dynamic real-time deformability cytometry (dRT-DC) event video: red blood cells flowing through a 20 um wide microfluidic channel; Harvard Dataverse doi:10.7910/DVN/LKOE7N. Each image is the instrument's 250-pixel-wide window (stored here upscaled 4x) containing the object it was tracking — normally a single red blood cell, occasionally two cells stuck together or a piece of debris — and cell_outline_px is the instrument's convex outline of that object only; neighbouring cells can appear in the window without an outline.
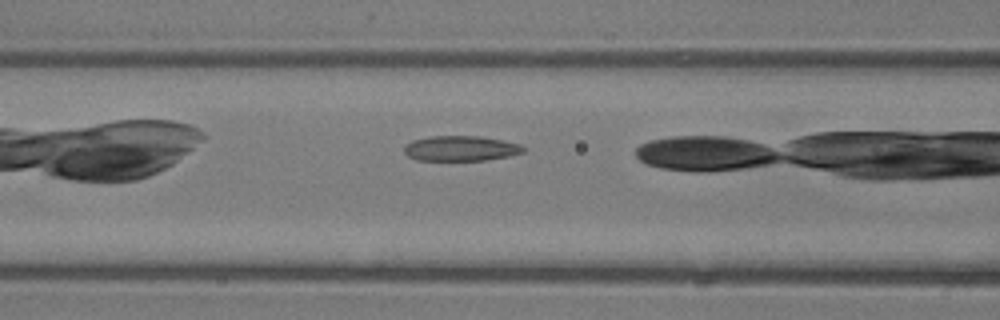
{"species": "common noctule bat (a hibernating species)", "species_latin": "Nyctalus noctula", "temperature_condition": "room temperature", "stored_images_in_passage": 17, "camera_frame_rate_fps": 3000, "um_per_image_px": 0.085, "animal": {"sex": "male", "body_mass_g": 13.3}, "frame": {"image": 1, "passage_image": 3, "time_ms": 0.667, "image_size_px": [1000, 320], "cell_outline_px": [[524, 152], [508, 156], [484, 160], [420, 160], [408, 156], [404, 152], [404, 148], [408, 144], [416, 140], [432, 136], [480, 136], [500, 140], [516, 144], [524, 148]], "centroid_in_image_um": [39.15, 12.62], "position_along_channel_um": 127.4, "area_um2": 16.99}}
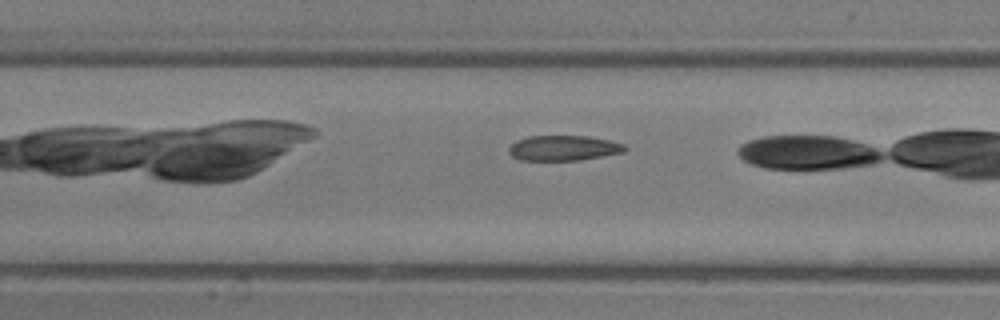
{"frame": {"image": 2, "passage_image": 5, "time_ms": 1.333, "image_size_px": [1000, 320], "cell_outline_px": [[628, 148], [624, 152], [580, 160], [520, 160], [512, 156], [508, 148], [512, 144], [528, 136], [588, 136], [608, 140], [624, 144]], "centroid_in_image_um": [47.93, 12.58], "position_along_channel_um": 159.5, "area_um2": 16.88}}